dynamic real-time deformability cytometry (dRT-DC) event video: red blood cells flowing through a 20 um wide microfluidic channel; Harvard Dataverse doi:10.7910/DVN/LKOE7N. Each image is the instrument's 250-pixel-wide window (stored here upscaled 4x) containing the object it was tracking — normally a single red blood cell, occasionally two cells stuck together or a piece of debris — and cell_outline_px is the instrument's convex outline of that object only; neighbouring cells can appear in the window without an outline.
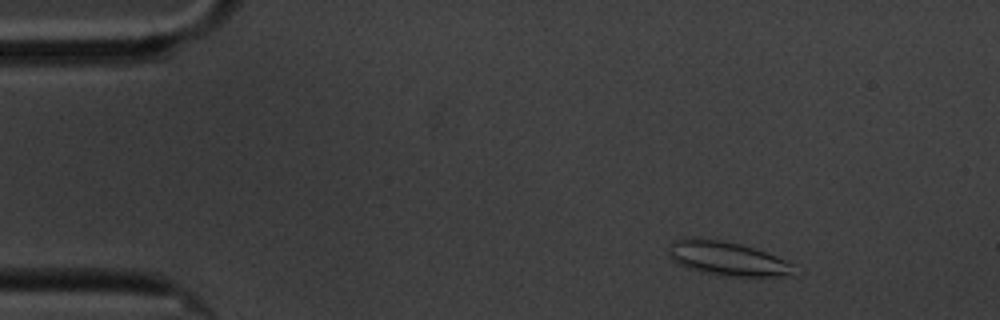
{"species": "common noctule bat (a hibernating species)", "species_latin": "Nyctalus noctula", "temperature_condition": "cold", "stored_images_in_passage": 10, "camera_frame_rate_fps": 3000, "um_per_image_px": 0.085, "animal": {"sex": "male", "body_mass_g": 20.1, "forearm_length_mm": 53.5}, "frame": {"image": 1, "passage_image": 1, "time_ms": 0.0, "image_size_px": [1000, 320], "cell_outline_px": [[804, 272], [792, 276], [728, 276], [700, 272], [688, 268], [672, 260], [668, 256], [672, 240], [692, 236], [696, 236], [724, 240], [740, 244], [764, 252], [784, 260], [792, 264]], "centroid_in_image_um": [61.84, 21.97], "position_along_channel_um": 23.2, "area_um2": 25.32}}
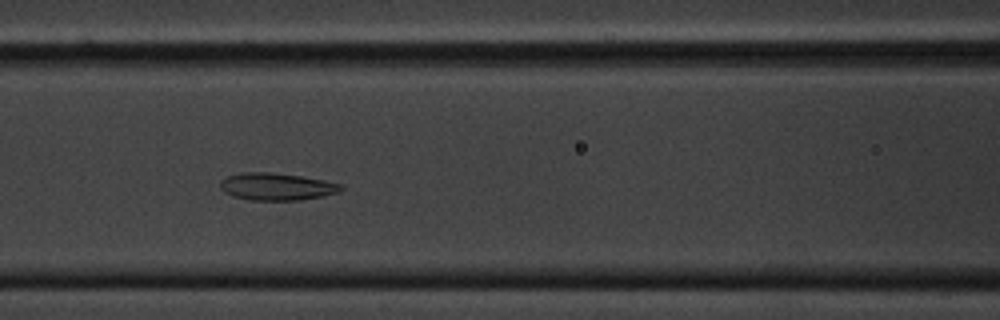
{"frame": {"image": 2, "passage_image": 6, "time_ms": 5.667, "image_size_px": [1000, 320], "cell_outline_px": [[344, 188], [340, 192], [324, 196], [300, 200], [248, 200], [232, 196], [224, 192], [220, 188], [220, 180], [228, 176], [244, 172], [268, 172], [300, 176], [324, 180], [344, 184]], "centroid_in_image_um": [23.54, 15.87], "position_along_channel_um": 143.1, "area_um2": 19.36}}
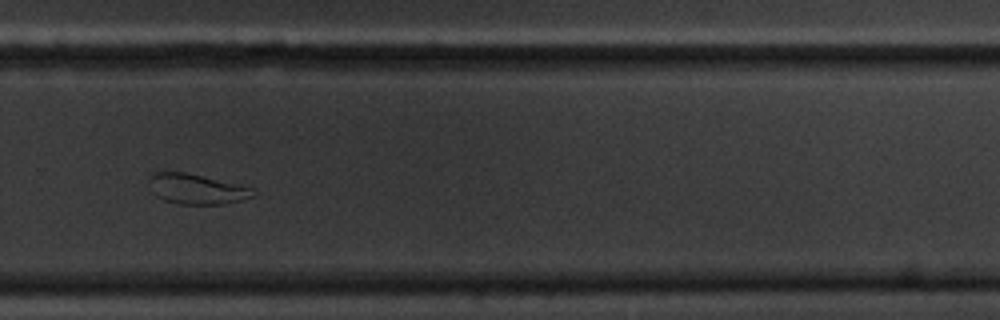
{"frame": {"image": 3, "passage_image": 10, "time_ms": 10.667, "image_size_px": [1000, 320], "cell_outline_px": [[256, 196], [224, 204], [180, 204], [164, 200], [156, 196], [152, 192], [148, 180], [152, 172], [184, 172], [252, 188]], "centroid_in_image_um": [16.66, 16.07], "position_along_channel_um": 313.1, "area_um2": 18.03}}